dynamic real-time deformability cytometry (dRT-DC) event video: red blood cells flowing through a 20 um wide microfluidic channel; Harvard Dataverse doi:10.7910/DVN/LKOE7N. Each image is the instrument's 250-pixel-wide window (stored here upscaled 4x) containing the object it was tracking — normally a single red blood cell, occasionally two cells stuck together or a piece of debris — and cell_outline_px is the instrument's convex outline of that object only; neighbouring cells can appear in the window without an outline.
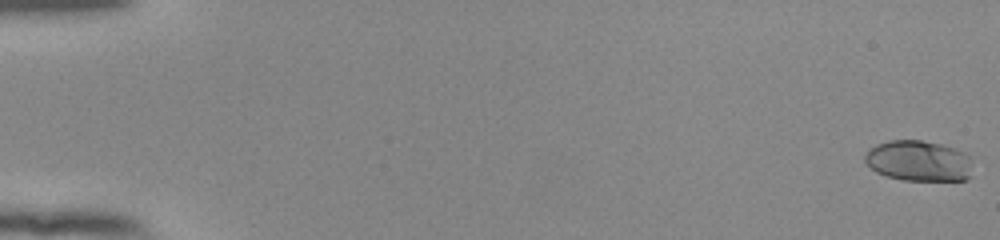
{"species": "human", "species_latin": "Homo sapiens", "temperature_condition": "room temperature", "stored_images_in_passage": 55, "camera_frame_rate_fps": 3000, "um_per_image_px": 0.085, "donor": {"sex": "female"}, "frame": {"image": 1, "passage_image": 1, "time_ms": 0.0, "image_size_px": [1000, 240], "cell_outline_px": [[972, 176], [968, 180], [904, 180], [888, 176], [876, 172], [864, 160], [864, 156], [868, 148], [876, 144], [888, 140], [920, 140], [940, 144], [956, 148], [964, 152], [968, 156]], "centroid_in_image_um": [78.07, 13.67], "position_along_channel_um": 6.9, "area_um2": 25.61}}
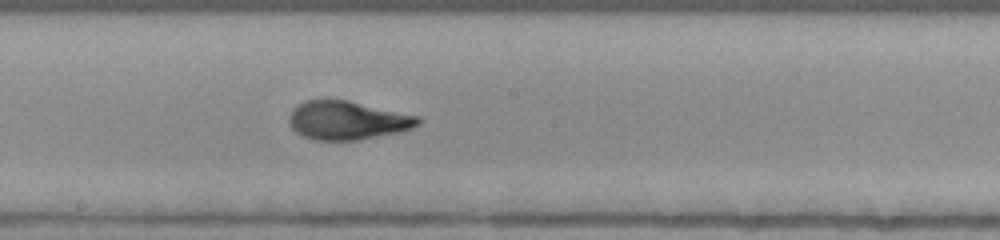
{"frame": {"image": 2, "passage_image": 32, "time_ms": 10.333, "image_size_px": [1000, 240], "cell_outline_px": [[420, 124], [412, 128], [396, 132], [356, 140], [312, 140], [296, 132], [288, 124], [288, 116], [292, 108], [296, 104], [304, 100], [348, 100], [420, 116]], "centroid_in_image_um": [29.48, 10.22], "position_along_channel_um": 218.7, "area_um2": 29.07}}
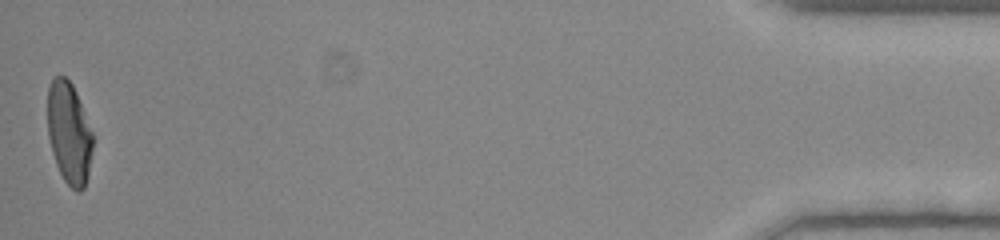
{"frame": {"image": 3, "passage_image": 55, "time_ms": 18.0, "image_size_px": [1000, 240], "cell_outline_px": [[92, 148], [88, 176], [84, 188], [80, 192], [76, 192], [64, 180], [56, 164], [52, 152], [48, 136], [48, 84], [52, 76], [64, 76], [72, 84], [76, 92], [92, 132]], "centroid_in_image_um": [5.86, 11.3], "position_along_channel_um": 429.3, "area_um2": 26.76}, "authors_computed_cell_mechanics": {"area_um2": 28.1486, "velocity_mm_per_s": 3.8801, "shape_relaxation_time_tau1_ms": 4.5614, "shape_relaxation_time_tau2_ms": 0.9459, "deformation_change_tau1": 0.1943, "deformation_change_tau2": 0.0746}}